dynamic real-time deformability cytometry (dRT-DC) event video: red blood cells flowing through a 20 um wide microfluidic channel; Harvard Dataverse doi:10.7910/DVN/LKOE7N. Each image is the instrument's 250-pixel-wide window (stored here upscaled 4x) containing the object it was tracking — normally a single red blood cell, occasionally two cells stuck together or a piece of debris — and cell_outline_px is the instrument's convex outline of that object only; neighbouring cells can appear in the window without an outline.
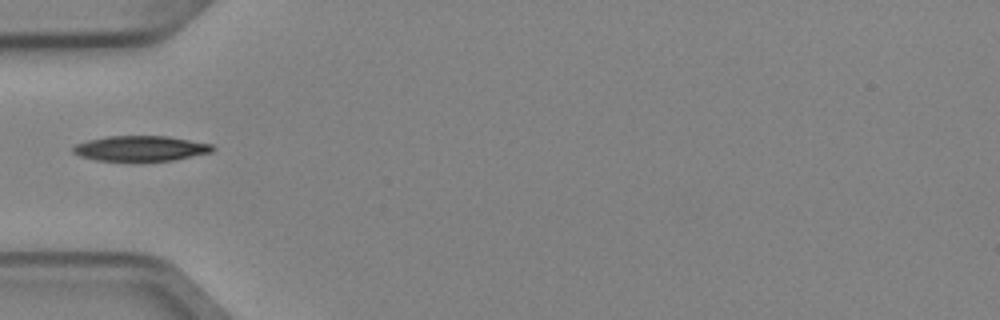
{"species": "Egyptian fruit bat (a non-hibernating species)", "species_latin": "Rousettus aegyptiacus", "temperature_condition": "cold", "stored_images_in_passage": 5, "camera_frame_rate_fps": 3000, "um_per_image_px": 0.085, "animal": {"sex": "female"}, "frame": {"image": 1, "passage_image": 4, "time_ms": 1.0, "image_size_px": [1000, 320], "cell_outline_px": [[212, 152], [172, 160], [96, 160], [80, 156], [72, 152], [72, 148], [76, 144], [88, 140], [108, 136], [168, 136], [212, 144]], "centroid_in_image_um": [11.92, 12.6], "position_along_channel_um": 73.1, "area_um2": 20.17}}
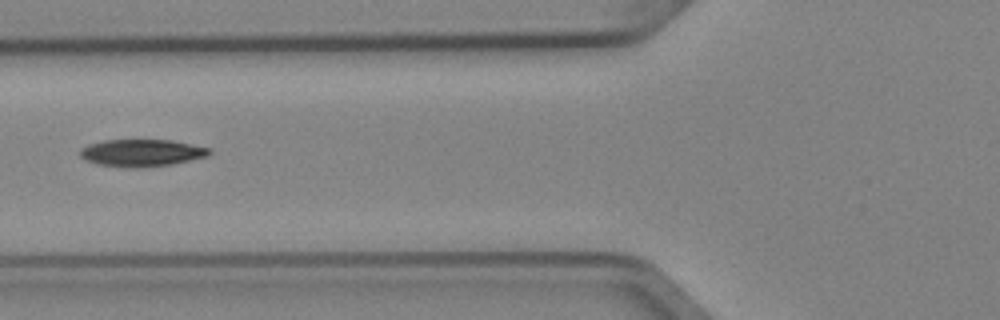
{"frame": {"image": 2, "passage_image": 5, "time_ms": 1.333, "image_size_px": [1000, 320], "cell_outline_px": [[212, 152], [208, 156], [172, 164], [136, 168], [100, 164], [88, 160], [80, 156], [80, 148], [88, 144], [104, 140], [172, 140], [212, 148]], "centroid_in_image_um": [12.09, 12.98], "position_along_channel_um": 113.7, "area_um2": 20.35}}